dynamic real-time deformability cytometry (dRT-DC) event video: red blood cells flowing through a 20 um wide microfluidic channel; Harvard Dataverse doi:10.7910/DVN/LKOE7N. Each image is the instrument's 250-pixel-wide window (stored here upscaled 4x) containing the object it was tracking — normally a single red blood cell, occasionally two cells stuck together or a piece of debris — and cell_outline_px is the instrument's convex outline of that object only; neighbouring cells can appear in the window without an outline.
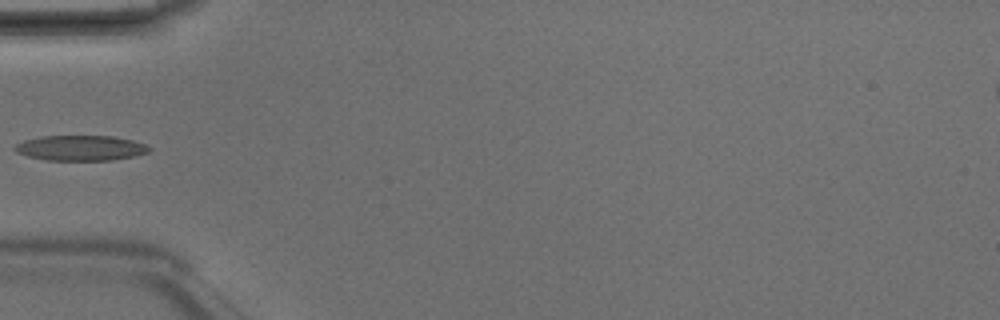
{"species": "Egyptian fruit bat (a non-hibernating species)", "species_latin": "Rousettus aegyptiacus", "temperature_condition": "room temperature", "stored_images_in_passage": 3, "camera_frame_rate_fps": 3000, "um_per_image_px": 0.085, "animal": {"sex": "male"}, "frame": {"image": 1, "passage_image": 3, "time_ms": 0.667, "image_size_px": [1000, 320], "cell_outline_px": [[152, 148], [148, 152], [132, 156], [112, 160], [44, 160], [28, 156], [16, 152], [12, 148], [16, 144], [24, 140], [40, 136], [112, 136], [132, 140], [144, 144]], "centroid_in_image_um": [6.81, 12.58], "position_along_channel_um": 78.2, "area_um2": 19.71}}